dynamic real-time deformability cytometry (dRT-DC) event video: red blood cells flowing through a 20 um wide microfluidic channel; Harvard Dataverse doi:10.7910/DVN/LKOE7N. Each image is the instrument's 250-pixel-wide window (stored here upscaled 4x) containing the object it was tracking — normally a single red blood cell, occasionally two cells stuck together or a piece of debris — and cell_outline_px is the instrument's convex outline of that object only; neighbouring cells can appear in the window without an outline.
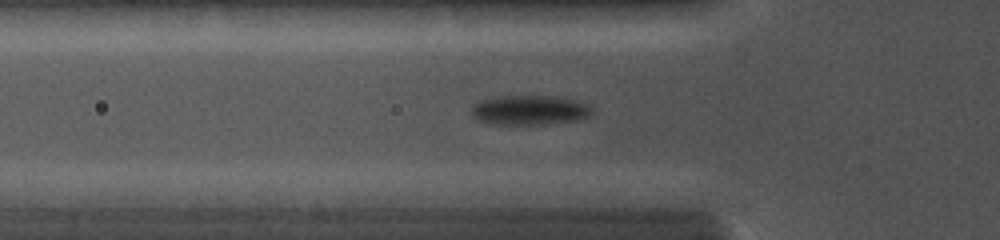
{"species": "common noctule bat (a hibernating species)", "species_latin": "Nyctalus noctula", "temperature_condition": "cold", "stored_images_in_passage": 35, "camera_frame_rate_fps": 5000, "um_per_image_px": 0.085, "animal": {"sex": "female", "body_mass_g": 19.0, "forearm_length_mm": 56.7}, "frame": {"image": 1, "passage_image": 10, "time_ms": 4.0, "image_size_px": [1000, 240], "cell_outline_px": [[592, 112], [588, 116], [580, 120], [540, 124], [500, 124], [476, 120], [472, 116], [472, 104], [480, 100], [500, 96], [556, 96], [592, 104]], "centroid_in_image_um": [45.03, 9.35], "position_along_channel_um": 80.8, "area_um2": 20.87}}
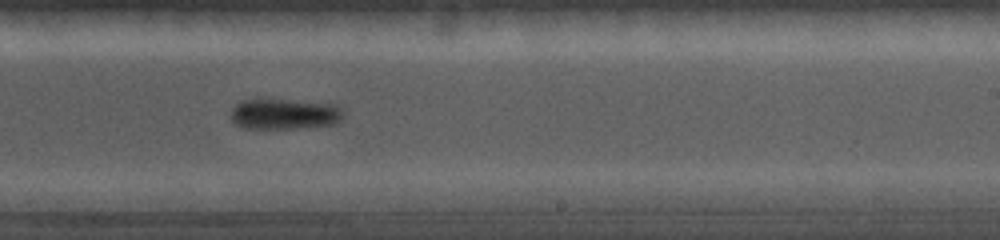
{"frame": {"image": 2, "passage_image": 20, "time_ms": 8.2, "image_size_px": [1000, 240], "cell_outline_px": [[344, 116], [336, 124], [296, 128], [244, 128], [236, 124], [232, 120], [232, 108], [240, 100], [284, 100], [336, 104], [340, 108]], "centroid_in_image_um": [24.19, 9.7], "position_along_channel_um": 264.8, "area_um2": 19.83}}
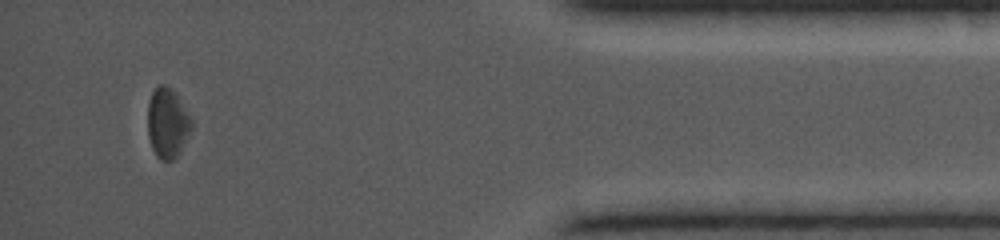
{"frame": {"image": 3, "passage_image": 32, "time_ms": 12.6, "image_size_px": [1000, 240], "cell_outline_px": [[192, 128], [176, 156], [172, 160], [160, 160], [156, 156], [152, 148], [148, 136], [148, 100], [152, 92], [160, 84], [164, 84], [176, 96], [192, 120]], "centroid_in_image_um": [14.2, 10.48], "position_along_channel_um": 421.0, "area_um2": 17.34}}